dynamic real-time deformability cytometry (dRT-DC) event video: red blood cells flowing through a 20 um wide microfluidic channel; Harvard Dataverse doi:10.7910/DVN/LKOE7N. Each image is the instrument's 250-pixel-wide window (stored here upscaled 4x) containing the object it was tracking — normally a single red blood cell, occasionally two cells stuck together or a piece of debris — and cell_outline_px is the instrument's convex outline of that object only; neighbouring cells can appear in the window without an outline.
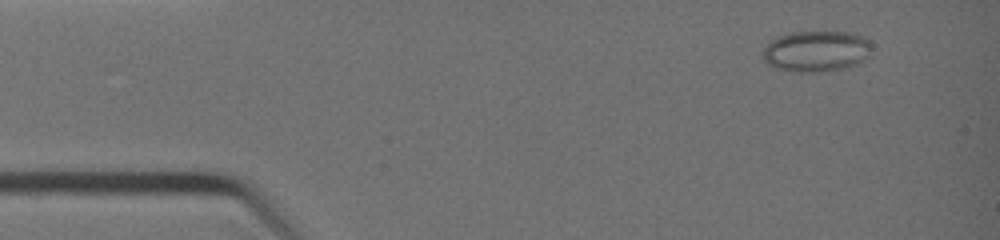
{"species": "common noctule bat (a hibernating species)", "species_latin": "Nyctalus noctula", "temperature_condition": "warm", "stored_images_in_passage": 39, "camera_frame_rate_fps": 3000, "um_per_image_px": 0.085, "animal": {"sex": "female", "body_mass_g": 19.0, "forearm_length_mm": 51.5}, "frame": {"image": 1, "passage_image": 4, "time_ms": 1.0, "image_size_px": [1000, 240], "cell_outline_px": [[872, 48], [868, 56], [864, 60], [848, 68], [820, 72], [792, 72], [776, 68], [768, 64], [764, 60], [764, 48], [772, 40], [780, 36], [792, 32], [848, 32], [864, 36], [872, 44]], "centroid_in_image_um": [69.43, 4.36], "position_along_channel_um": 15.6, "area_um2": 26.13}}
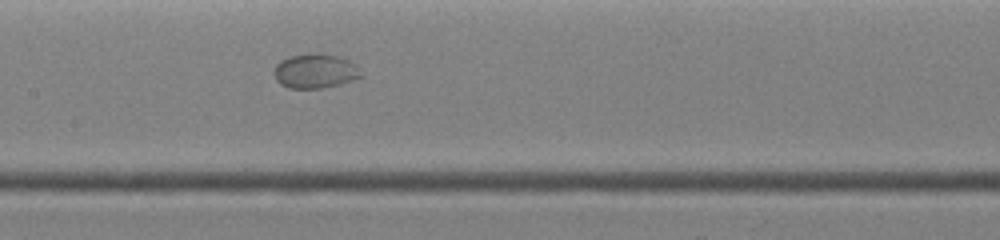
{"frame": {"image": 2, "passage_image": 20, "time_ms": 6.333, "image_size_px": [1000, 240], "cell_outline_px": [[364, 76], [340, 84], [320, 88], [288, 88], [280, 84], [276, 80], [276, 64], [280, 60], [288, 56], [336, 56], [348, 60], [356, 64]], "centroid_in_image_um": [26.81, 6.09], "position_along_channel_um": 180.6, "area_um2": 16.76}}
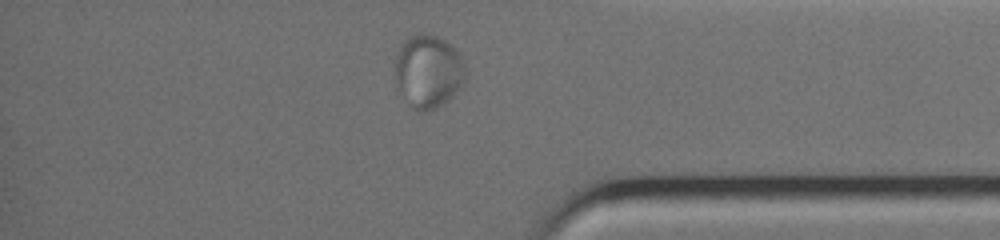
{"frame": {"image": 3, "passage_image": 34, "time_ms": 11.0, "image_size_px": [1000, 240], "cell_outline_px": [[464, 80], [452, 96], [448, 100], [436, 108], [428, 112], [416, 112], [412, 108], [396, 84], [392, 68], [400, 44], [408, 36], [416, 32], [424, 32], [448, 40], [456, 48], [464, 64]], "centroid_in_image_um": [36.35, 6.02], "position_along_channel_um": 398.9, "area_um2": 30.63}}